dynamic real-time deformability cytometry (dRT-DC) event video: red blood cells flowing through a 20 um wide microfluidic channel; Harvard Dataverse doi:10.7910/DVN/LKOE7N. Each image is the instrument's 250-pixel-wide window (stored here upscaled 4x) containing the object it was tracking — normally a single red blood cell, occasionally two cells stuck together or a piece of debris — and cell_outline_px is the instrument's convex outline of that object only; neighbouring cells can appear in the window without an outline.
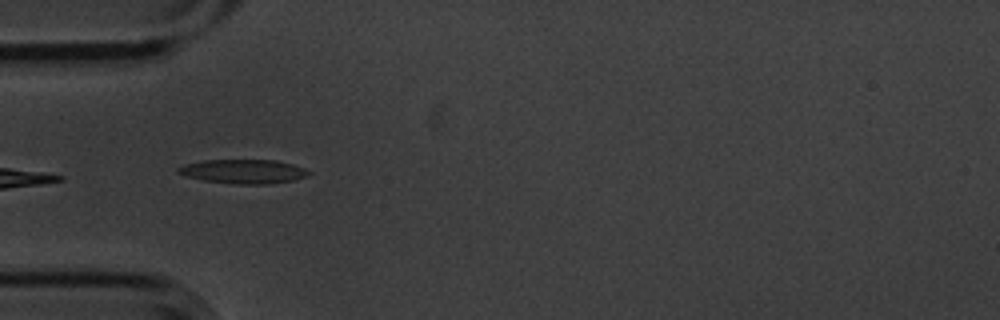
{"species": "common noctule bat (a hibernating species)", "species_latin": "Nyctalus noctula", "temperature_condition": "cold", "stored_images_in_passage": 6, "camera_frame_rate_fps": 3000, "um_per_image_px": 0.085, "animal": {"sex": "male", "body_mass_g": 20.1, "forearm_length_mm": 53.5}, "frame": {"image": 1, "passage_image": 6, "time_ms": 1.667, "image_size_px": [1000, 320], "cell_outline_px": [[312, 172], [308, 176], [292, 180], [268, 184], [236, 184], [204, 180], [184, 176], [176, 172], [176, 168], [184, 164], [204, 160], [276, 160], [292, 164], [304, 168]], "centroid_in_image_um": [20.67, 14.57], "position_along_channel_um": 64.3, "area_um2": 18.38}}